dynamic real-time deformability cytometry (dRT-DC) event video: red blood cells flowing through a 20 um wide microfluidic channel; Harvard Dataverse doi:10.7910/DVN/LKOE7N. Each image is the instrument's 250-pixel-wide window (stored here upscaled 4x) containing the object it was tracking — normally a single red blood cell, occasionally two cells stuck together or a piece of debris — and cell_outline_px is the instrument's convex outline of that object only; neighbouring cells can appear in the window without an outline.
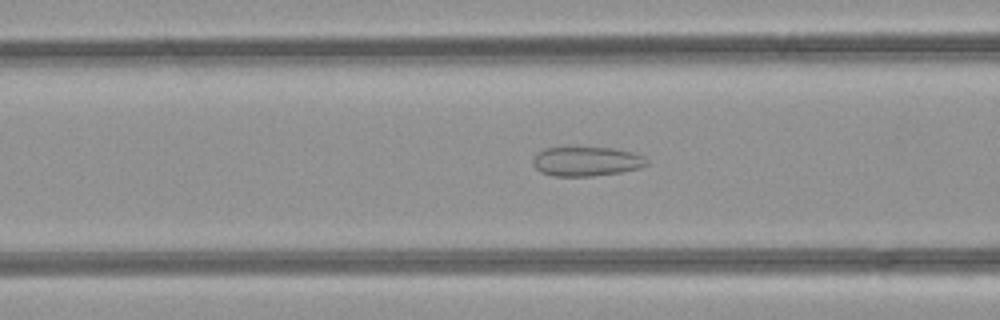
{"species": "common noctule bat (a hibernating species)", "species_latin": "Nyctalus noctula", "temperature_condition": "room temperature", "stored_images_in_passage": 48, "camera_frame_rate_fps": 3000, "um_per_image_px": 0.085, "animal": {"sex": "female", "body_mass_g": 21.9}, "frame": {"image": 1, "passage_image": 18, "time_ms": 5.667, "image_size_px": [1000, 320], "cell_outline_px": [[648, 164], [640, 168], [620, 172], [592, 176], [552, 176], [540, 172], [532, 164], [532, 160], [544, 148], [568, 144], [612, 148], [632, 152], [644, 156], [648, 160]], "centroid_in_image_um": [49.81, 13.67], "position_along_channel_um": 116.8, "area_um2": 20.35}}
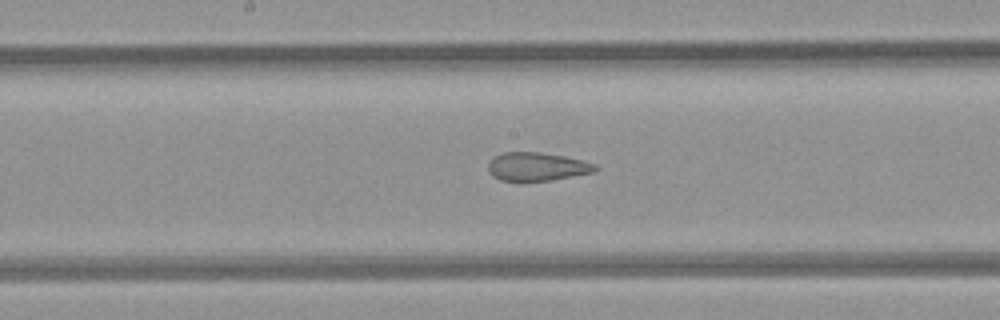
{"frame": {"image": 2, "passage_image": 24, "time_ms": 7.667, "image_size_px": [1000, 320], "cell_outline_px": [[600, 168], [596, 172], [552, 180], [520, 184], [500, 180], [492, 176], [488, 172], [488, 164], [492, 156], [504, 152], [540, 152], [564, 156], [584, 160], [596, 164]], "centroid_in_image_um": [45.62, 14.2], "position_along_channel_um": 202.6, "area_um2": 18.67}}
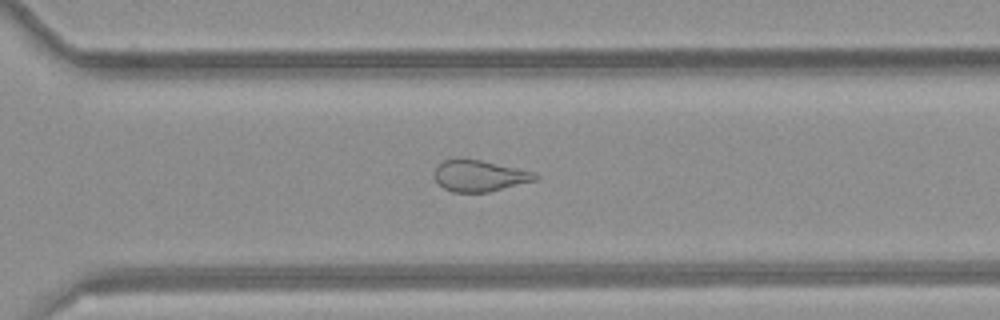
{"frame": {"image": 3, "passage_image": 33, "time_ms": 10.667, "image_size_px": [1000, 320], "cell_outline_px": [[540, 176], [536, 180], [488, 192], [452, 192], [444, 188], [436, 180], [436, 164], [444, 160], [480, 160], [532, 172]], "centroid_in_image_um": [40.75, 14.96], "position_along_channel_um": 329.9, "area_um2": 17.8}}